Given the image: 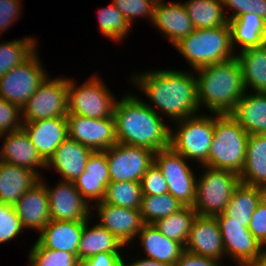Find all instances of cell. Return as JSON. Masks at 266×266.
<instances>
[{
  "label": "cell",
  "mask_w": 266,
  "mask_h": 266,
  "mask_svg": "<svg viewBox=\"0 0 266 266\" xmlns=\"http://www.w3.org/2000/svg\"><path fill=\"white\" fill-rule=\"evenodd\" d=\"M139 73L131 76L132 85L146 95L153 106L147 105L158 115L177 122L199 114L197 80L193 72L157 69Z\"/></svg>",
  "instance_id": "6da1fadb"
},
{
  "label": "cell",
  "mask_w": 266,
  "mask_h": 266,
  "mask_svg": "<svg viewBox=\"0 0 266 266\" xmlns=\"http://www.w3.org/2000/svg\"><path fill=\"white\" fill-rule=\"evenodd\" d=\"M125 95L114 107L117 142L154 152L170 147V125L133 92Z\"/></svg>",
  "instance_id": "7a4b0ae2"
},
{
  "label": "cell",
  "mask_w": 266,
  "mask_h": 266,
  "mask_svg": "<svg viewBox=\"0 0 266 266\" xmlns=\"http://www.w3.org/2000/svg\"><path fill=\"white\" fill-rule=\"evenodd\" d=\"M195 71L200 109L205 105L209 113L230 114L246 91L236 56Z\"/></svg>",
  "instance_id": "3957f363"
},
{
  "label": "cell",
  "mask_w": 266,
  "mask_h": 266,
  "mask_svg": "<svg viewBox=\"0 0 266 266\" xmlns=\"http://www.w3.org/2000/svg\"><path fill=\"white\" fill-rule=\"evenodd\" d=\"M173 47L181 53L194 72L203 66L236 56L231 43L229 24L216 28L195 29Z\"/></svg>",
  "instance_id": "277c9868"
},
{
  "label": "cell",
  "mask_w": 266,
  "mask_h": 266,
  "mask_svg": "<svg viewBox=\"0 0 266 266\" xmlns=\"http://www.w3.org/2000/svg\"><path fill=\"white\" fill-rule=\"evenodd\" d=\"M249 134L230 114H216L208 167L228 170L238 175L245 162Z\"/></svg>",
  "instance_id": "5b68a950"
},
{
  "label": "cell",
  "mask_w": 266,
  "mask_h": 266,
  "mask_svg": "<svg viewBox=\"0 0 266 266\" xmlns=\"http://www.w3.org/2000/svg\"><path fill=\"white\" fill-rule=\"evenodd\" d=\"M175 123L170 129V147L187 160L208 166V154L214 135L215 113L210 116L197 114Z\"/></svg>",
  "instance_id": "8992f818"
},
{
  "label": "cell",
  "mask_w": 266,
  "mask_h": 266,
  "mask_svg": "<svg viewBox=\"0 0 266 266\" xmlns=\"http://www.w3.org/2000/svg\"><path fill=\"white\" fill-rule=\"evenodd\" d=\"M204 173L196 180V198L193 208L199 216L214 217L224 213L234 190L241 182L239 175L201 166Z\"/></svg>",
  "instance_id": "52a82bcc"
},
{
  "label": "cell",
  "mask_w": 266,
  "mask_h": 266,
  "mask_svg": "<svg viewBox=\"0 0 266 266\" xmlns=\"http://www.w3.org/2000/svg\"><path fill=\"white\" fill-rule=\"evenodd\" d=\"M116 101L115 95L97 75L79 86L73 78H68V114L96 119L112 117Z\"/></svg>",
  "instance_id": "ba28073f"
},
{
  "label": "cell",
  "mask_w": 266,
  "mask_h": 266,
  "mask_svg": "<svg viewBox=\"0 0 266 266\" xmlns=\"http://www.w3.org/2000/svg\"><path fill=\"white\" fill-rule=\"evenodd\" d=\"M22 122H31L68 114V77H47L21 108Z\"/></svg>",
  "instance_id": "9c48e42d"
},
{
  "label": "cell",
  "mask_w": 266,
  "mask_h": 266,
  "mask_svg": "<svg viewBox=\"0 0 266 266\" xmlns=\"http://www.w3.org/2000/svg\"><path fill=\"white\" fill-rule=\"evenodd\" d=\"M187 162V159L171 147L154 153V163L166 179L169 193L183 206L193 207L197 177Z\"/></svg>",
  "instance_id": "30bf717a"
},
{
  "label": "cell",
  "mask_w": 266,
  "mask_h": 266,
  "mask_svg": "<svg viewBox=\"0 0 266 266\" xmlns=\"http://www.w3.org/2000/svg\"><path fill=\"white\" fill-rule=\"evenodd\" d=\"M37 51L0 77V98L22 108L48 77Z\"/></svg>",
  "instance_id": "8fae6325"
},
{
  "label": "cell",
  "mask_w": 266,
  "mask_h": 266,
  "mask_svg": "<svg viewBox=\"0 0 266 266\" xmlns=\"http://www.w3.org/2000/svg\"><path fill=\"white\" fill-rule=\"evenodd\" d=\"M110 181L140 182L154 163V151L134 145L117 143L105 150Z\"/></svg>",
  "instance_id": "7c38bea8"
},
{
  "label": "cell",
  "mask_w": 266,
  "mask_h": 266,
  "mask_svg": "<svg viewBox=\"0 0 266 266\" xmlns=\"http://www.w3.org/2000/svg\"><path fill=\"white\" fill-rule=\"evenodd\" d=\"M68 138L91 148L105 151L117 144L114 115L107 118H89L67 114Z\"/></svg>",
  "instance_id": "4fadbf2b"
},
{
  "label": "cell",
  "mask_w": 266,
  "mask_h": 266,
  "mask_svg": "<svg viewBox=\"0 0 266 266\" xmlns=\"http://www.w3.org/2000/svg\"><path fill=\"white\" fill-rule=\"evenodd\" d=\"M48 194L50 218L60 221H87L91 218V206L75 187L74 182L59 181L50 188L41 177ZM50 188V189H49Z\"/></svg>",
  "instance_id": "5bb4252c"
},
{
  "label": "cell",
  "mask_w": 266,
  "mask_h": 266,
  "mask_svg": "<svg viewBox=\"0 0 266 266\" xmlns=\"http://www.w3.org/2000/svg\"><path fill=\"white\" fill-rule=\"evenodd\" d=\"M91 207L97 211L98 224L115 235L124 246L132 244L133 239H137L144 225L140 209L114 206L104 201Z\"/></svg>",
  "instance_id": "9a60e30c"
},
{
  "label": "cell",
  "mask_w": 266,
  "mask_h": 266,
  "mask_svg": "<svg viewBox=\"0 0 266 266\" xmlns=\"http://www.w3.org/2000/svg\"><path fill=\"white\" fill-rule=\"evenodd\" d=\"M225 255L237 262V266L263 259L266 249L258 242L244 223L218 222Z\"/></svg>",
  "instance_id": "2e32d148"
},
{
  "label": "cell",
  "mask_w": 266,
  "mask_h": 266,
  "mask_svg": "<svg viewBox=\"0 0 266 266\" xmlns=\"http://www.w3.org/2000/svg\"><path fill=\"white\" fill-rule=\"evenodd\" d=\"M184 250L219 261L225 259L223 240L215 217L196 216Z\"/></svg>",
  "instance_id": "e0dca14e"
},
{
  "label": "cell",
  "mask_w": 266,
  "mask_h": 266,
  "mask_svg": "<svg viewBox=\"0 0 266 266\" xmlns=\"http://www.w3.org/2000/svg\"><path fill=\"white\" fill-rule=\"evenodd\" d=\"M22 128L45 163L53 156L59 145L68 138L66 117L23 122Z\"/></svg>",
  "instance_id": "ac0fdd59"
},
{
  "label": "cell",
  "mask_w": 266,
  "mask_h": 266,
  "mask_svg": "<svg viewBox=\"0 0 266 266\" xmlns=\"http://www.w3.org/2000/svg\"><path fill=\"white\" fill-rule=\"evenodd\" d=\"M152 25L174 46L195 30L183 3L157 0Z\"/></svg>",
  "instance_id": "d6986e66"
},
{
  "label": "cell",
  "mask_w": 266,
  "mask_h": 266,
  "mask_svg": "<svg viewBox=\"0 0 266 266\" xmlns=\"http://www.w3.org/2000/svg\"><path fill=\"white\" fill-rule=\"evenodd\" d=\"M24 229L40 232L51 220L45 184L39 180L13 205Z\"/></svg>",
  "instance_id": "ffe728a7"
},
{
  "label": "cell",
  "mask_w": 266,
  "mask_h": 266,
  "mask_svg": "<svg viewBox=\"0 0 266 266\" xmlns=\"http://www.w3.org/2000/svg\"><path fill=\"white\" fill-rule=\"evenodd\" d=\"M105 151H93L88 157L85 171L74 181L75 187L90 204L103 201L106 187L110 183Z\"/></svg>",
  "instance_id": "44dd1931"
},
{
  "label": "cell",
  "mask_w": 266,
  "mask_h": 266,
  "mask_svg": "<svg viewBox=\"0 0 266 266\" xmlns=\"http://www.w3.org/2000/svg\"><path fill=\"white\" fill-rule=\"evenodd\" d=\"M92 152L91 148L67 138L46 163V169L52 166L62 177L61 181L74 182L85 171L87 159Z\"/></svg>",
  "instance_id": "7402d4cb"
},
{
  "label": "cell",
  "mask_w": 266,
  "mask_h": 266,
  "mask_svg": "<svg viewBox=\"0 0 266 266\" xmlns=\"http://www.w3.org/2000/svg\"><path fill=\"white\" fill-rule=\"evenodd\" d=\"M2 138H4L2 148L5 162L28 168L41 178L42 175L37 168L45 170L46 163L38 154L25 130L22 128L14 132L1 134Z\"/></svg>",
  "instance_id": "603a6c76"
},
{
  "label": "cell",
  "mask_w": 266,
  "mask_h": 266,
  "mask_svg": "<svg viewBox=\"0 0 266 266\" xmlns=\"http://www.w3.org/2000/svg\"><path fill=\"white\" fill-rule=\"evenodd\" d=\"M86 221L50 220L39 232L37 242L43 248L66 251L77 257V250Z\"/></svg>",
  "instance_id": "cb8c5ba5"
},
{
  "label": "cell",
  "mask_w": 266,
  "mask_h": 266,
  "mask_svg": "<svg viewBox=\"0 0 266 266\" xmlns=\"http://www.w3.org/2000/svg\"><path fill=\"white\" fill-rule=\"evenodd\" d=\"M265 195L266 189L240 182L224 213L214 217L217 222L244 223V227H248L258 203Z\"/></svg>",
  "instance_id": "d4e9b609"
},
{
  "label": "cell",
  "mask_w": 266,
  "mask_h": 266,
  "mask_svg": "<svg viewBox=\"0 0 266 266\" xmlns=\"http://www.w3.org/2000/svg\"><path fill=\"white\" fill-rule=\"evenodd\" d=\"M230 115L249 134H266V93L245 91Z\"/></svg>",
  "instance_id": "484cf974"
},
{
  "label": "cell",
  "mask_w": 266,
  "mask_h": 266,
  "mask_svg": "<svg viewBox=\"0 0 266 266\" xmlns=\"http://www.w3.org/2000/svg\"><path fill=\"white\" fill-rule=\"evenodd\" d=\"M39 180L34 171L4 162L0 165V203L14 205Z\"/></svg>",
  "instance_id": "4316f807"
},
{
  "label": "cell",
  "mask_w": 266,
  "mask_h": 266,
  "mask_svg": "<svg viewBox=\"0 0 266 266\" xmlns=\"http://www.w3.org/2000/svg\"><path fill=\"white\" fill-rule=\"evenodd\" d=\"M137 237L140 240L145 258L173 266L184 251V246L163 235L154 224H144Z\"/></svg>",
  "instance_id": "83f0119b"
},
{
  "label": "cell",
  "mask_w": 266,
  "mask_h": 266,
  "mask_svg": "<svg viewBox=\"0 0 266 266\" xmlns=\"http://www.w3.org/2000/svg\"><path fill=\"white\" fill-rule=\"evenodd\" d=\"M240 181L266 189V134L249 135Z\"/></svg>",
  "instance_id": "f1b7e54d"
},
{
  "label": "cell",
  "mask_w": 266,
  "mask_h": 266,
  "mask_svg": "<svg viewBox=\"0 0 266 266\" xmlns=\"http://www.w3.org/2000/svg\"><path fill=\"white\" fill-rule=\"evenodd\" d=\"M89 220L91 218H88L84 223L77 250V259L79 262L102 252L122 253L121 250L125 246L120 240L98 223L90 227Z\"/></svg>",
  "instance_id": "f546056e"
},
{
  "label": "cell",
  "mask_w": 266,
  "mask_h": 266,
  "mask_svg": "<svg viewBox=\"0 0 266 266\" xmlns=\"http://www.w3.org/2000/svg\"><path fill=\"white\" fill-rule=\"evenodd\" d=\"M228 24L234 51L238 45L241 46L238 52H241L266 43V20L257 14L245 13L228 21Z\"/></svg>",
  "instance_id": "4dcf8cb0"
},
{
  "label": "cell",
  "mask_w": 266,
  "mask_h": 266,
  "mask_svg": "<svg viewBox=\"0 0 266 266\" xmlns=\"http://www.w3.org/2000/svg\"><path fill=\"white\" fill-rule=\"evenodd\" d=\"M246 91L266 93V43L236 54Z\"/></svg>",
  "instance_id": "1f68e13d"
},
{
  "label": "cell",
  "mask_w": 266,
  "mask_h": 266,
  "mask_svg": "<svg viewBox=\"0 0 266 266\" xmlns=\"http://www.w3.org/2000/svg\"><path fill=\"white\" fill-rule=\"evenodd\" d=\"M183 4L195 29L216 28L228 24L222 0H188Z\"/></svg>",
  "instance_id": "d6a6232c"
},
{
  "label": "cell",
  "mask_w": 266,
  "mask_h": 266,
  "mask_svg": "<svg viewBox=\"0 0 266 266\" xmlns=\"http://www.w3.org/2000/svg\"><path fill=\"white\" fill-rule=\"evenodd\" d=\"M196 216L192 206H183L174 214L157 220L154 226L167 238L185 246Z\"/></svg>",
  "instance_id": "836d02e7"
},
{
  "label": "cell",
  "mask_w": 266,
  "mask_h": 266,
  "mask_svg": "<svg viewBox=\"0 0 266 266\" xmlns=\"http://www.w3.org/2000/svg\"><path fill=\"white\" fill-rule=\"evenodd\" d=\"M33 37L0 43V77L13 67L23 64L36 51L37 44Z\"/></svg>",
  "instance_id": "e575fe53"
},
{
  "label": "cell",
  "mask_w": 266,
  "mask_h": 266,
  "mask_svg": "<svg viewBox=\"0 0 266 266\" xmlns=\"http://www.w3.org/2000/svg\"><path fill=\"white\" fill-rule=\"evenodd\" d=\"M142 196L143 194L140 182L111 181L106 187L103 201L114 206L139 209Z\"/></svg>",
  "instance_id": "d590c367"
},
{
  "label": "cell",
  "mask_w": 266,
  "mask_h": 266,
  "mask_svg": "<svg viewBox=\"0 0 266 266\" xmlns=\"http://www.w3.org/2000/svg\"><path fill=\"white\" fill-rule=\"evenodd\" d=\"M182 207L183 205L176 198L167 193L159 196L143 195L139 209L144 224H154Z\"/></svg>",
  "instance_id": "8d00e7d4"
},
{
  "label": "cell",
  "mask_w": 266,
  "mask_h": 266,
  "mask_svg": "<svg viewBox=\"0 0 266 266\" xmlns=\"http://www.w3.org/2000/svg\"><path fill=\"white\" fill-rule=\"evenodd\" d=\"M99 31L110 38L120 42L129 34L132 28L124 15L113 5L98 10Z\"/></svg>",
  "instance_id": "74e56055"
},
{
  "label": "cell",
  "mask_w": 266,
  "mask_h": 266,
  "mask_svg": "<svg viewBox=\"0 0 266 266\" xmlns=\"http://www.w3.org/2000/svg\"><path fill=\"white\" fill-rule=\"evenodd\" d=\"M28 254L30 266H79V260L74 254L43 248L37 241Z\"/></svg>",
  "instance_id": "f35d334b"
},
{
  "label": "cell",
  "mask_w": 266,
  "mask_h": 266,
  "mask_svg": "<svg viewBox=\"0 0 266 266\" xmlns=\"http://www.w3.org/2000/svg\"><path fill=\"white\" fill-rule=\"evenodd\" d=\"M157 0H112V4L124 15L127 21L133 24L136 17L154 19V7Z\"/></svg>",
  "instance_id": "ab89813d"
},
{
  "label": "cell",
  "mask_w": 266,
  "mask_h": 266,
  "mask_svg": "<svg viewBox=\"0 0 266 266\" xmlns=\"http://www.w3.org/2000/svg\"><path fill=\"white\" fill-rule=\"evenodd\" d=\"M23 229L13 205L0 203V244L15 239Z\"/></svg>",
  "instance_id": "60d3db41"
},
{
  "label": "cell",
  "mask_w": 266,
  "mask_h": 266,
  "mask_svg": "<svg viewBox=\"0 0 266 266\" xmlns=\"http://www.w3.org/2000/svg\"><path fill=\"white\" fill-rule=\"evenodd\" d=\"M224 12L226 8L233 10L227 20H233L245 13H254L266 20V0H222Z\"/></svg>",
  "instance_id": "b9f144b4"
},
{
  "label": "cell",
  "mask_w": 266,
  "mask_h": 266,
  "mask_svg": "<svg viewBox=\"0 0 266 266\" xmlns=\"http://www.w3.org/2000/svg\"><path fill=\"white\" fill-rule=\"evenodd\" d=\"M22 126L21 108L0 98V134L17 131Z\"/></svg>",
  "instance_id": "7bdbcfd3"
},
{
  "label": "cell",
  "mask_w": 266,
  "mask_h": 266,
  "mask_svg": "<svg viewBox=\"0 0 266 266\" xmlns=\"http://www.w3.org/2000/svg\"><path fill=\"white\" fill-rule=\"evenodd\" d=\"M140 184L143 195L159 196L169 193L166 179L155 163L145 172Z\"/></svg>",
  "instance_id": "ee69618b"
},
{
  "label": "cell",
  "mask_w": 266,
  "mask_h": 266,
  "mask_svg": "<svg viewBox=\"0 0 266 266\" xmlns=\"http://www.w3.org/2000/svg\"><path fill=\"white\" fill-rule=\"evenodd\" d=\"M248 229L266 249V195L258 203L250 220Z\"/></svg>",
  "instance_id": "f6af8a7d"
},
{
  "label": "cell",
  "mask_w": 266,
  "mask_h": 266,
  "mask_svg": "<svg viewBox=\"0 0 266 266\" xmlns=\"http://www.w3.org/2000/svg\"><path fill=\"white\" fill-rule=\"evenodd\" d=\"M21 0H0V36L19 19ZM20 13V14H19Z\"/></svg>",
  "instance_id": "bcb514c9"
},
{
  "label": "cell",
  "mask_w": 266,
  "mask_h": 266,
  "mask_svg": "<svg viewBox=\"0 0 266 266\" xmlns=\"http://www.w3.org/2000/svg\"><path fill=\"white\" fill-rule=\"evenodd\" d=\"M122 253L102 252L79 262V266H122Z\"/></svg>",
  "instance_id": "7dc6e473"
},
{
  "label": "cell",
  "mask_w": 266,
  "mask_h": 266,
  "mask_svg": "<svg viewBox=\"0 0 266 266\" xmlns=\"http://www.w3.org/2000/svg\"><path fill=\"white\" fill-rule=\"evenodd\" d=\"M220 264L221 262L217 259L195 255L184 250L173 266H222Z\"/></svg>",
  "instance_id": "c3c4849f"
},
{
  "label": "cell",
  "mask_w": 266,
  "mask_h": 266,
  "mask_svg": "<svg viewBox=\"0 0 266 266\" xmlns=\"http://www.w3.org/2000/svg\"><path fill=\"white\" fill-rule=\"evenodd\" d=\"M124 256L122 257V266H170L168 264L159 262L157 260L149 259V258H139L138 260H134L133 262H126L124 260Z\"/></svg>",
  "instance_id": "681fc988"
},
{
  "label": "cell",
  "mask_w": 266,
  "mask_h": 266,
  "mask_svg": "<svg viewBox=\"0 0 266 266\" xmlns=\"http://www.w3.org/2000/svg\"><path fill=\"white\" fill-rule=\"evenodd\" d=\"M239 266H266V256L263 259L246 262Z\"/></svg>",
  "instance_id": "f907efd6"
},
{
  "label": "cell",
  "mask_w": 266,
  "mask_h": 266,
  "mask_svg": "<svg viewBox=\"0 0 266 266\" xmlns=\"http://www.w3.org/2000/svg\"><path fill=\"white\" fill-rule=\"evenodd\" d=\"M1 137V134H0ZM5 162V158H4V153H3V148L1 147L0 150V165H2Z\"/></svg>",
  "instance_id": "816d5d0a"
}]
</instances>
